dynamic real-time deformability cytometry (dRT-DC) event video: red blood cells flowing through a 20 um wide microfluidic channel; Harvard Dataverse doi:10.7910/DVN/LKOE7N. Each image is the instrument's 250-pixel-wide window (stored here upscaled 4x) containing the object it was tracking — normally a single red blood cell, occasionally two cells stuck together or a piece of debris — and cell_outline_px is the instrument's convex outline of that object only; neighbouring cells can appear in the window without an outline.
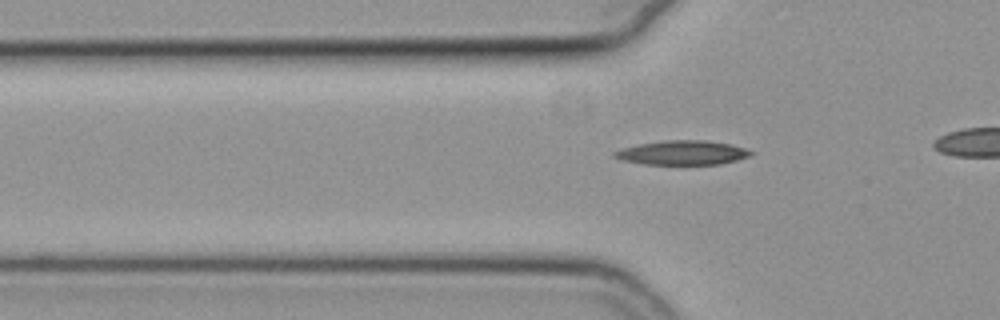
{"species": "common noctule bat (a hibernating species)", "species_latin": "Nyctalus noctula", "temperature_condition": "cold", "stored_images_in_passage": 40, "camera_frame_rate_fps": 3000, "um_per_image_px": 0.085, "animal": {"sex": "female", "body_mass_g": 19.3, "forearm_length_mm": 54.1}, "frame": {"image": 1, "passage_image": 14, "time_ms": 4.333, "image_size_px": [1000, 320], "cell_outline_px": [[752, 152], [748, 156], [736, 160], [720, 164], [644, 164], [620, 160], [612, 156], [612, 152], [624, 148], [640, 144], [664, 140], [704, 140], [728, 144], [744, 148]], "centroid_in_image_um": [57.94, 12.98], "position_along_channel_um": 67.9, "area_um2": 19.02}}
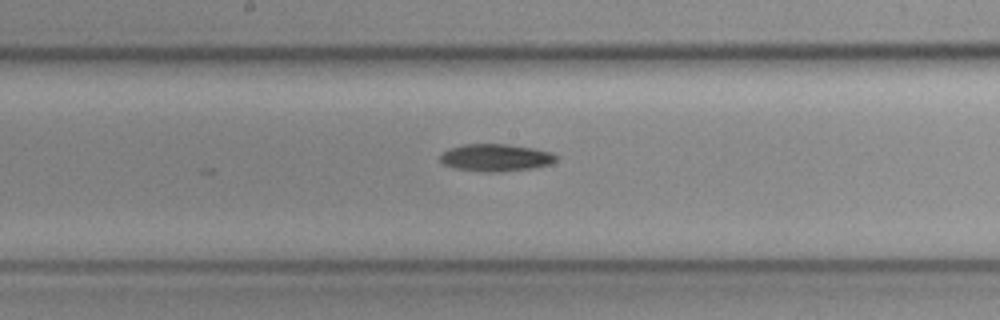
{"frame": {"image": 2, "passage_image": 25, "time_ms": 8.0, "image_size_px": [1000, 320], "cell_outline_px": [[560, 156], [552, 164], [532, 168], [496, 172], [488, 172], [456, 168], [444, 164], [440, 160], [440, 156], [448, 148], [464, 144], [504, 144], [532, 148], [552, 152]], "centroid_in_image_um": [42.17, 13.39], "position_along_channel_um": 206.0, "area_um2": 18.38}}
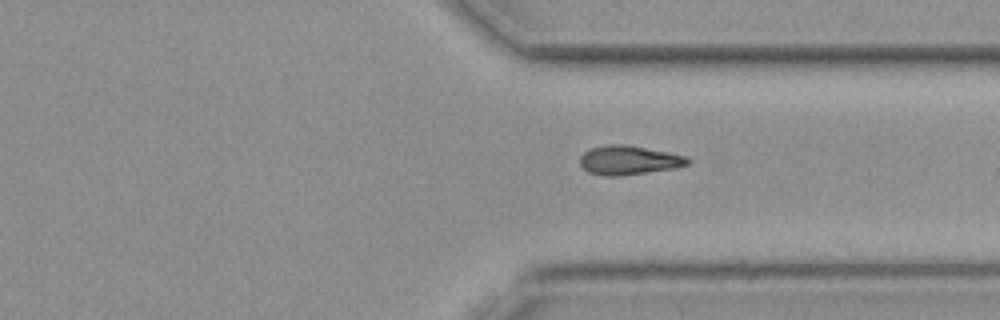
{"frame": {"image": 3, "passage_image": 37, "time_ms": 12.0, "image_size_px": [1000, 320], "cell_outline_px": [[692, 160], [688, 164], [676, 168], [620, 176], [604, 176], [588, 172], [580, 164], [580, 156], [584, 152], [592, 148], [608, 144], [624, 144], [668, 152], [688, 156]], "centroid_in_image_um": [53.47, 13.62], "position_along_channel_um": 357.9, "area_um2": 18.32}}